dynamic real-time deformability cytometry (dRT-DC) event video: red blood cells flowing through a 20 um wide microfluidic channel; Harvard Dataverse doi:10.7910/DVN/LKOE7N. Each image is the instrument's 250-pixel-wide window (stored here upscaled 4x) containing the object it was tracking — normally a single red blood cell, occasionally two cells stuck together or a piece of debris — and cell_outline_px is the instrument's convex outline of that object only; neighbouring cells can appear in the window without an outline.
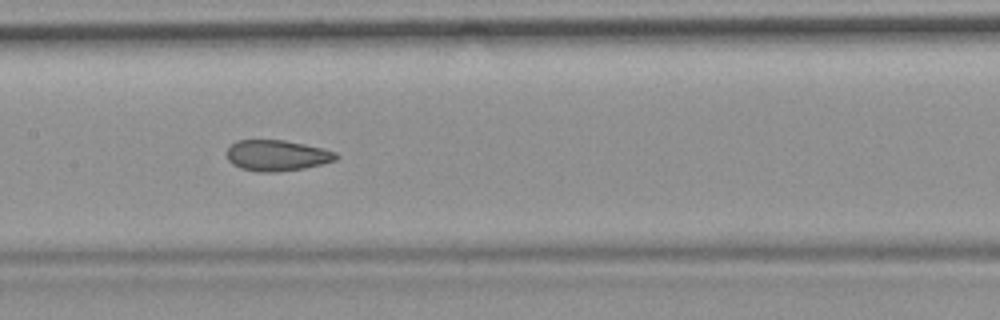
{"species": "common noctule bat (a hibernating species)", "species_latin": "Nyctalus noctula", "temperature_condition": "room temperature", "stored_images_in_passage": 42, "camera_frame_rate_fps": 3000, "um_per_image_px": 0.085, "animal": {"sex": "female", "body_mass_g": 19.9}, "frame": {"image": 1, "passage_image": 13, "time_ms": 4.0, "image_size_px": [1000, 320], "cell_outline_px": [[340, 156], [336, 160], [304, 168], [276, 172], [260, 172], [240, 168], [232, 164], [228, 160], [228, 148], [236, 140], [284, 140], [324, 148], [336, 152]], "centroid_in_image_um": [23.56, 13.21], "position_along_channel_um": 183.8, "area_um2": 19.65}, "authors_computed_cell_mechanics": {"area_um2": 20.4901, "velocity_mm_per_s": 3.6948, "shape_relaxation_time_tau1_ms": null, "shape_relaxation_time_tau2_ms": 1.6311, "deformation_change_tau1": null, "deformation_change_tau2": 0.0807}}